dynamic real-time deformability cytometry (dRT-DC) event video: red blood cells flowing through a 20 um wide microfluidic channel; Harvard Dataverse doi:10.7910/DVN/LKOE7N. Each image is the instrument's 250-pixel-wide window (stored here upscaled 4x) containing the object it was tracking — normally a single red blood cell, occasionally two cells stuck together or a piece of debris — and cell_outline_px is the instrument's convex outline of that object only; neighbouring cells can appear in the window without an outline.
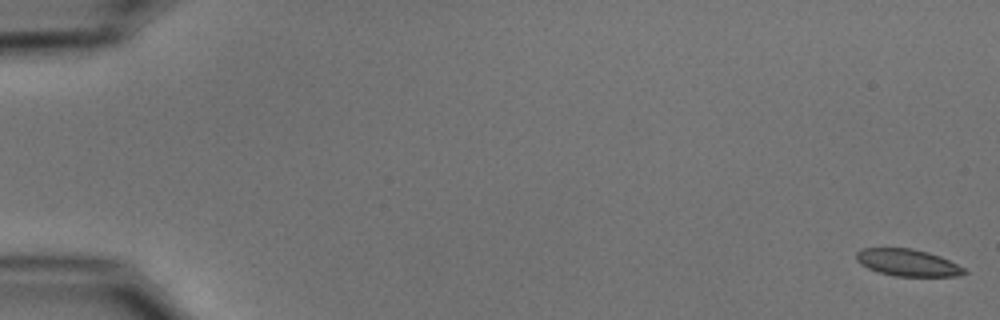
{"species": "common noctule bat (a hibernating species)", "species_latin": "Nyctalus noctula", "temperature_condition": "cold", "stored_images_in_passage": 55, "camera_frame_rate_fps": 3000, "um_per_image_px": 0.085, "animal": {"sex": "male", "body_mass_g": 15.6}, "frame": {"image": 1, "passage_image": 1, "time_ms": 0.0, "image_size_px": [1000, 320], "cell_outline_px": [[968, 272], [956, 276], [896, 276], [880, 272], [868, 268], [860, 264], [856, 260], [856, 252], [860, 248], [912, 248], [928, 252], [940, 256], [964, 268]], "centroid_in_image_um": [77.12, 22.31], "position_along_channel_um": 7.9, "area_um2": 16.88}}
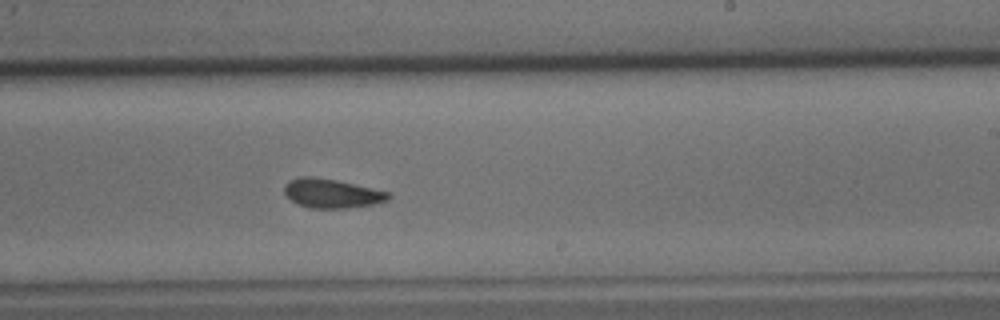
{"frame": {"image": 2, "passage_image": 34, "time_ms": 11.0, "image_size_px": [1000, 320], "cell_outline_px": [[392, 196], [388, 200], [372, 204], [348, 208], [308, 208], [296, 204], [284, 192], [284, 184], [288, 180], [300, 176], [312, 176], [336, 180], [392, 192]], "centroid_in_image_um": [28.2, 16.43], "position_along_channel_um": 260.8, "area_um2": 17.86}}
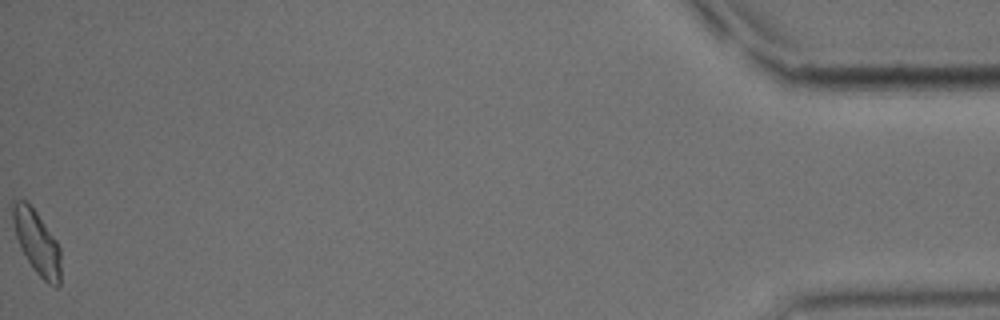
{"frame": {"image": 3, "passage_image": 55, "time_ms": 18.0, "image_size_px": [1000, 320], "cell_outline_px": [[60, 288], [56, 288], [48, 284], [32, 268], [20, 248], [16, 236], [12, 220], [12, 196], [24, 200], [36, 212], [56, 240], [60, 248]], "centroid_in_image_um": [3.11, 20.6], "position_along_channel_um": 432.1, "area_um2": 17.98}, "authors_computed_cell_mechanics": {"area_um2": 17.7446, "velocity_mm_per_s": 3.7336, "shape_relaxation_time_tau1_ms": 3.9288, "shape_relaxation_time_tau2_ms": 2.2543, "deformation_change_tau1": 0.0924, "deformation_change_tau2": 0.0815}}